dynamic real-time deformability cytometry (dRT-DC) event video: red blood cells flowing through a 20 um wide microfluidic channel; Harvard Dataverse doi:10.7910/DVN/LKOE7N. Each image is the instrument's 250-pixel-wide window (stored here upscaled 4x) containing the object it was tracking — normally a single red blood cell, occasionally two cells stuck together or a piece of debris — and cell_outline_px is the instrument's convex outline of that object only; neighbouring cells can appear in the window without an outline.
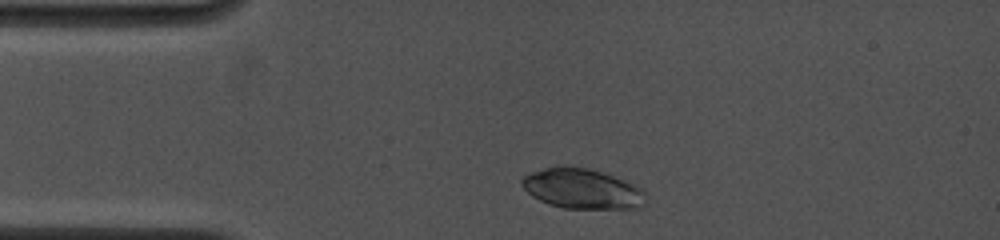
{"species": "common noctule bat (a hibernating species)", "species_latin": "Nyctalus noctula", "temperature_condition": "cold", "stored_images_in_passage": 29, "camera_frame_rate_fps": 4500, "um_per_image_px": 0.085, "animal": {"sex": "female", "body_mass_g": 19.0, "forearm_length_mm": 53.3}, "frame": {"image": 1, "passage_image": 2, "time_ms": 0.444, "image_size_px": [1000, 240], "cell_outline_px": [[648, 196], [644, 204], [640, 208], [564, 208], [548, 204], [532, 196], [520, 184], [520, 180], [524, 176], [532, 172], [544, 168], [560, 164], [564, 164], [588, 168], [604, 172], [636, 184], [644, 188]], "centroid_in_image_um": [49.52, 16.02], "position_along_channel_um": 35.5, "area_um2": 29.59}}
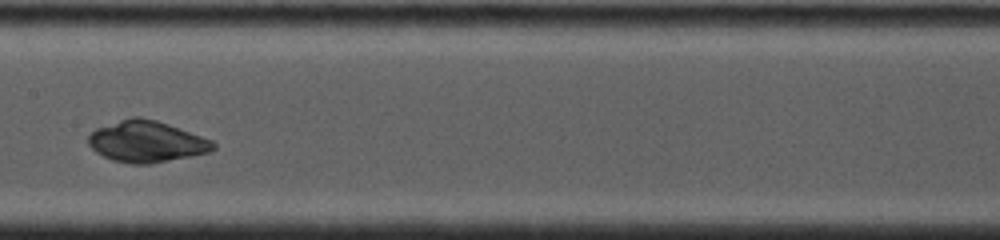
{"frame": {"image": 2, "passage_image": 15, "time_ms": 5.333, "image_size_px": [1000, 240], "cell_outline_px": [[216, 148], [208, 152], [148, 164], [132, 164], [112, 160], [96, 152], [88, 144], [88, 136], [96, 128], [132, 116], [140, 116], [156, 120], [168, 124], [212, 140], [216, 144]], "centroid_in_image_um": [12.43, 12.02], "position_along_channel_um": 195.0, "area_um2": 29.77}}
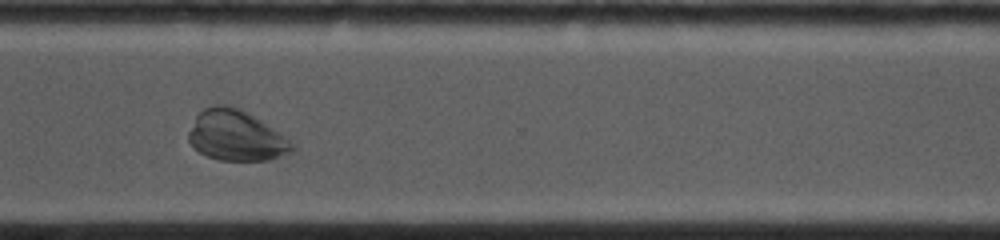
{"frame": {"image": 3, "passage_image": 25, "time_ms": 9.333, "image_size_px": [1000, 240], "cell_outline_px": [[292, 152], [268, 160], [220, 160], [208, 156], [200, 152], [188, 140], [188, 132], [196, 116], [204, 108], [212, 104], [232, 104], [240, 108], [260, 120], [284, 136], [292, 144]], "centroid_in_image_um": [20.02, 11.5], "position_along_channel_um": 350.6, "area_um2": 30.11}, "authors_computed_cell_mechanics": {"area_um2": 29.5936, "velocity_mm_per_s": 3.8985, "shape_relaxation_time_tau1_ms": null, "shape_relaxation_time_tau2_ms": 2.1678, "deformation_change_tau1": null, "deformation_change_tau2": 0.0398}}